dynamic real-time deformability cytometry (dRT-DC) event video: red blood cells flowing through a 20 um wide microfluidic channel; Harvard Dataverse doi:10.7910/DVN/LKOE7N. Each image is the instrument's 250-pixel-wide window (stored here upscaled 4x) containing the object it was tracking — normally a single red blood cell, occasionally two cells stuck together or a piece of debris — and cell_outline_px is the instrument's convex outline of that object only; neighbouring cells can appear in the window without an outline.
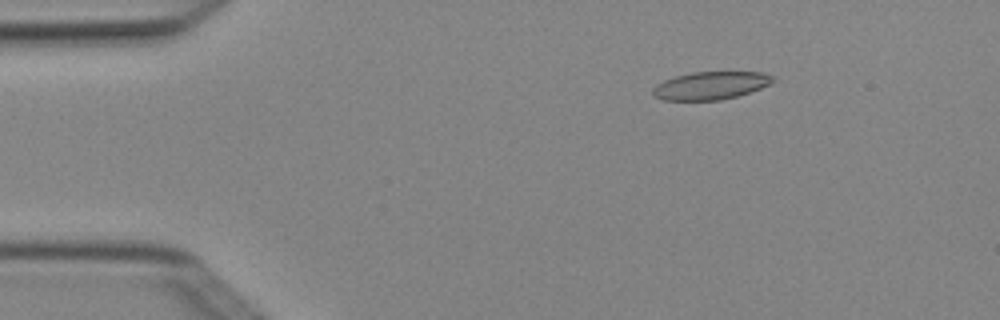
{"species": "Egyptian fruit bat (a non-hibernating species)", "species_latin": "Rousettus aegyptiacus", "temperature_condition": "cold", "stored_images_in_passage": 3, "camera_frame_rate_fps": 3000, "um_per_image_px": 0.085, "animal": {"sex": "female"}, "frame": {"image": 1, "passage_image": 2, "time_ms": 0.333, "image_size_px": [1000, 320], "cell_outline_px": [[776, 80], [760, 88], [736, 96], [720, 100], [664, 100], [652, 96], [652, 88], [656, 84], [664, 80], [676, 76], [692, 72], [764, 72], [772, 76]], "centroid_in_image_um": [60.36, 7.27], "position_along_channel_um": 24.6, "area_um2": 19.42}}
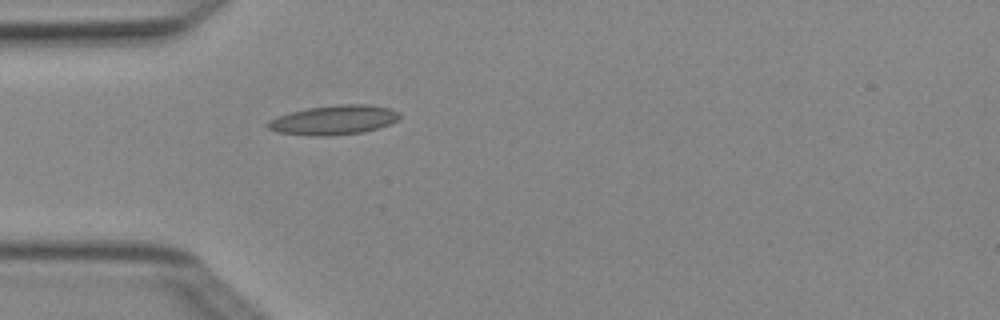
{"frame": {"image": 2, "passage_image": 3, "time_ms": 0.667, "image_size_px": [1000, 320], "cell_outline_px": [[400, 116], [396, 120], [380, 128], [364, 132], [328, 136], [308, 136], [276, 132], [268, 128], [264, 124], [268, 120], [276, 116], [308, 108], [336, 104], [364, 104], [388, 108], [400, 112]], "centroid_in_image_um": [28.32, 10.21], "position_along_channel_um": 56.7, "area_um2": 22.77}}